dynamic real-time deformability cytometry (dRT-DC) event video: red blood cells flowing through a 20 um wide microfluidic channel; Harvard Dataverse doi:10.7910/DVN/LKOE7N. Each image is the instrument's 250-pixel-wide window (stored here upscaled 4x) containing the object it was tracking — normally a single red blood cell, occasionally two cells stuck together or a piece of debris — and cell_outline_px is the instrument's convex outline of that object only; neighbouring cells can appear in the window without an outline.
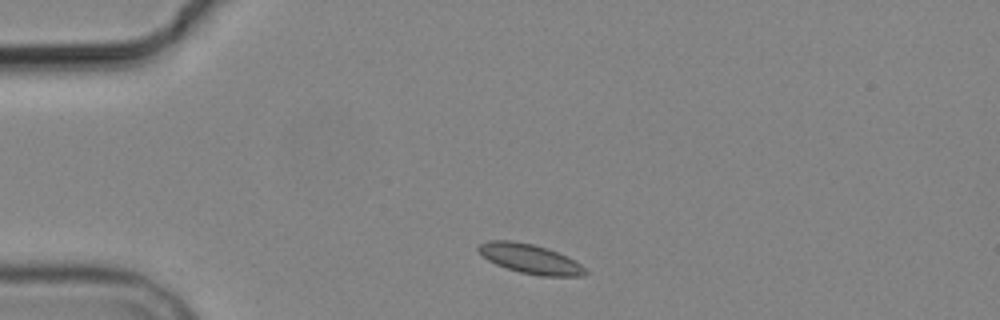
{"species": "common noctule bat (a hibernating species)", "species_latin": "Nyctalus noctula", "temperature_condition": "cold", "stored_images_in_passage": 2, "camera_frame_rate_fps": 3000, "um_per_image_px": 0.085, "animal": {"sex": "male", "body_mass_g": 19.2, "forearm_length_mm": 51.8}, "frame": {"image": 1, "passage_image": 1, "time_ms": 0.0, "image_size_px": [1000, 320], "cell_outline_px": [[588, 272], [584, 276], [540, 276], [520, 272], [496, 264], [488, 260], [476, 248], [480, 244], [488, 240], [512, 240], [532, 244], [548, 248], [580, 264]], "centroid_in_image_um": [45.04, 22.0], "position_along_channel_um": 40.0, "area_um2": 18.09}}